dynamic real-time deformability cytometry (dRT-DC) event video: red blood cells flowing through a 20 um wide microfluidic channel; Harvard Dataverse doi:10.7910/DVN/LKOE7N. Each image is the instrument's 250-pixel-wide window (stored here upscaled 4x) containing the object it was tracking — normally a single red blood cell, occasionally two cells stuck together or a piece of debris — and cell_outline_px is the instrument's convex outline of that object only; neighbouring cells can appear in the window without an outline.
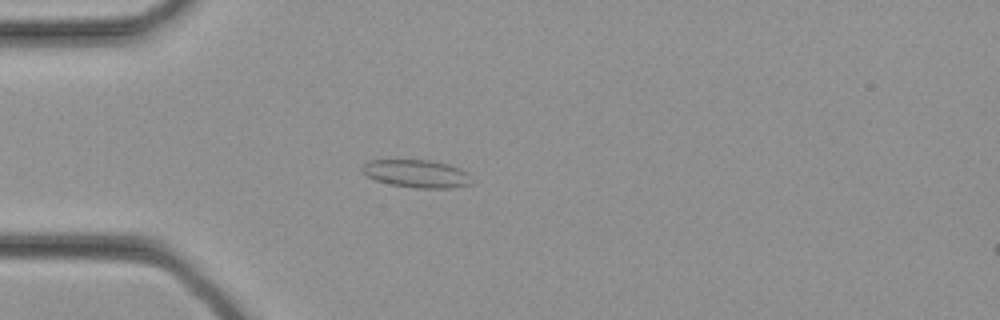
{"species": "common noctule bat (a hibernating species)", "species_latin": "Nyctalus noctula", "temperature_condition": "cold", "stored_images_in_passage": 28, "camera_frame_rate_fps": 3000, "um_per_image_px": 0.085, "animal": {"sex": "female", "body_mass_g": 21.9}, "frame": {"image": 1, "passage_image": 7, "time_ms": 2.0, "image_size_px": [1000, 320], "cell_outline_px": [[472, 184], [452, 188], [416, 188], [392, 184], [376, 180], [368, 176], [360, 168], [368, 160], [432, 160], [448, 164], [460, 168], [468, 172]], "centroid_in_image_um": [35.45, 14.75], "position_along_channel_um": 49.6, "area_um2": 17.74}}
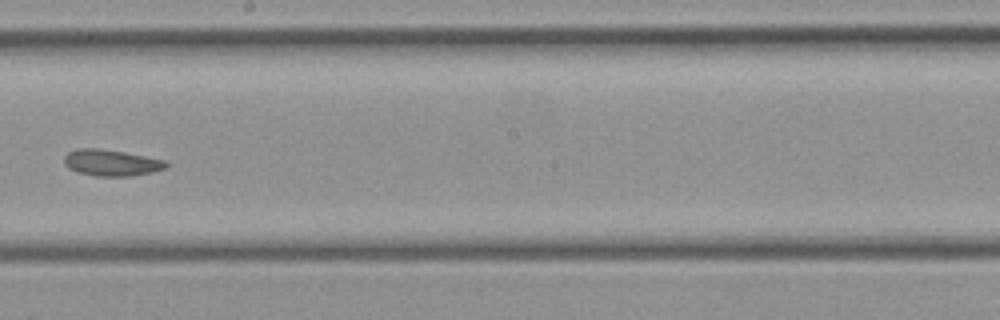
{"frame": {"image": 2, "passage_image": 17, "time_ms": 5.333, "image_size_px": [1000, 320], "cell_outline_px": [[168, 168], [152, 172], [132, 176], [96, 176], [76, 172], [68, 168], [64, 164], [64, 156], [68, 152], [76, 148], [100, 148], [124, 152], [168, 160]], "centroid_in_image_um": [9.48, 13.83], "position_along_channel_um": 238.7, "area_um2": 15.95}}
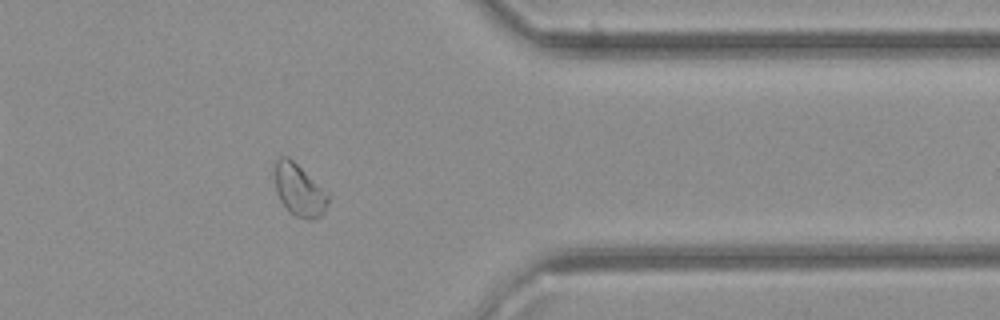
{"frame": {"image": 3, "passage_image": 25, "time_ms": 8.0, "image_size_px": [1000, 320], "cell_outline_px": [[332, 196], [324, 212], [320, 216], [312, 220], [308, 220], [296, 216], [288, 212], [280, 200], [276, 192], [276, 156], [288, 156], [328, 192]], "centroid_in_image_um": [25.47, 16.18], "position_along_channel_um": 385.9, "area_um2": 16.36}}